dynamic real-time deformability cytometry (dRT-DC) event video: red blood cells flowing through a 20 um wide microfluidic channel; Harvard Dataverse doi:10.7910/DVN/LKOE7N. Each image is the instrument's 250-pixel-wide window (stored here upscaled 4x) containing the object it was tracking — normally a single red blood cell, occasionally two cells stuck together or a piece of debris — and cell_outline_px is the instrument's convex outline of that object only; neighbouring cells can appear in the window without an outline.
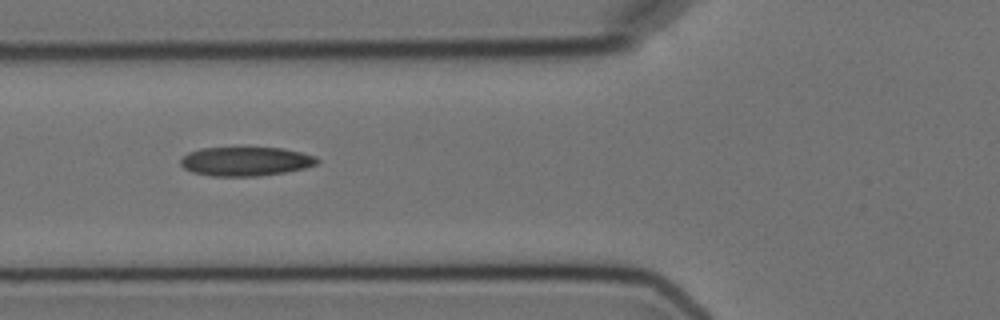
{"species": "Egyptian fruit bat (a non-hibernating species)", "species_latin": "Rousettus aegyptiacus", "temperature_condition": "cold", "stored_images_in_passage": 14, "camera_frame_rate_fps": 3000, "um_per_image_px": 0.085, "animal": {"sex": "female"}, "frame": {"image": 1, "passage_image": 5, "time_ms": 5.667, "image_size_px": [1000, 320], "cell_outline_px": [[320, 160], [316, 164], [304, 168], [284, 172], [260, 176], [212, 176], [192, 172], [184, 168], [180, 164], [180, 160], [188, 152], [200, 148], [284, 148], [316, 156]], "centroid_in_image_um": [20.87, 13.72], "position_along_channel_um": 104.9, "area_um2": 23.06}}
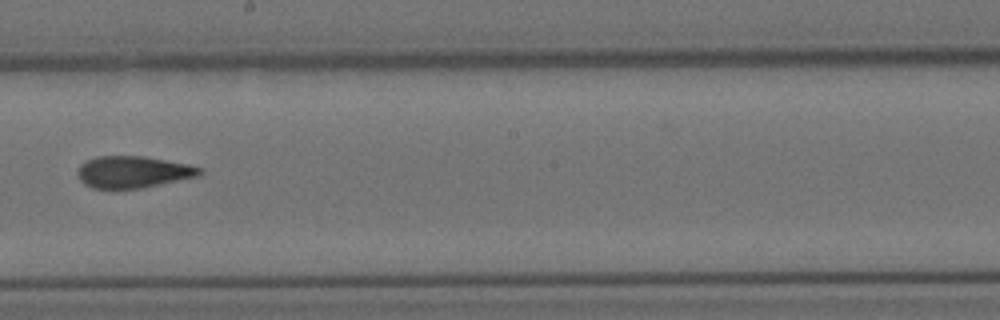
{"frame": {"image": 2, "passage_image": 8, "time_ms": 9.333, "image_size_px": [1000, 320], "cell_outline_px": [[204, 172], [200, 176], [140, 188], [92, 188], [84, 184], [80, 180], [76, 172], [80, 164], [96, 156], [144, 156], [188, 164], [204, 168]], "centroid_in_image_um": [11.33, 14.61], "position_along_channel_um": 236.9, "area_um2": 22.72}}
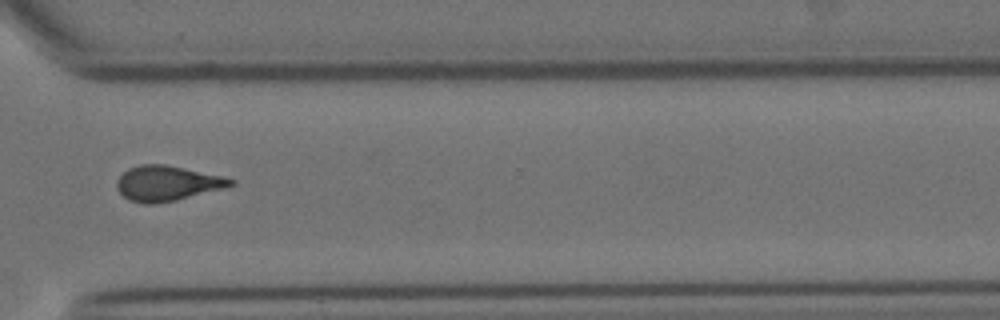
{"frame": {"image": 3, "passage_image": 11, "time_ms": 12.667, "image_size_px": [1000, 320], "cell_outline_px": [[236, 184], [224, 188], [176, 200], [152, 204], [144, 204], [128, 200], [116, 188], [116, 180], [128, 168], [140, 164], [164, 164], [224, 176], [236, 180]], "centroid_in_image_um": [14.21, 15.58], "position_along_channel_um": 356.4, "area_um2": 23.35}, "authors_computed_cell_mechanics": {"area_um2": 23.0333, "velocity_mm_per_s": 3.5994, "shape_relaxation_time_tau1_ms": null, "shape_relaxation_time_tau2_ms": 1.727, "deformation_change_tau1": null, "deformation_change_tau2": 0.0689}}